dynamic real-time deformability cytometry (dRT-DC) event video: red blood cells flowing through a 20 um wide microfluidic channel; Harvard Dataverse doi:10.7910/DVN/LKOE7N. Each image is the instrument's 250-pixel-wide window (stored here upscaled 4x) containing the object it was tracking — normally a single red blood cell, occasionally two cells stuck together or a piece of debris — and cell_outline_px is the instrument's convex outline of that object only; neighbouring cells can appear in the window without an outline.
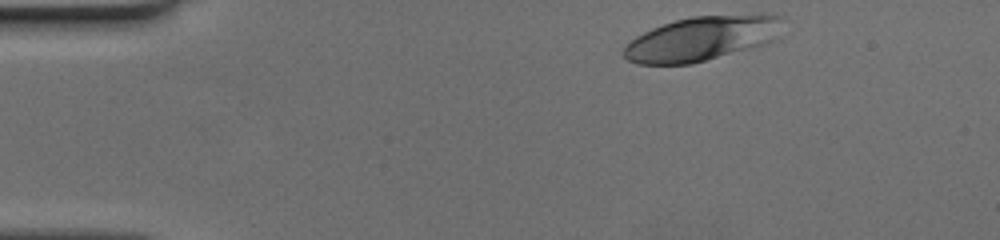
{"species": "human", "species_latin": "Homo sapiens", "temperature_condition": "cold", "stored_images_in_passage": 44, "camera_frame_rate_fps": 3000, "um_per_image_px": 0.085, "donor": {"sex": "female"}, "frame": {"image": 1, "passage_image": 1, "time_ms": 0.0, "image_size_px": [1000, 240], "cell_outline_px": [[784, 16], [776, 40], [764, 44], [704, 60], [688, 64], [636, 64], [628, 60], [620, 52], [636, 36], [652, 28], [676, 20], [692, 16], [760, 12], [772, 12]], "centroid_in_image_um": [59.73, 3.22], "position_along_channel_um": 25.3, "area_um2": 41.67}}
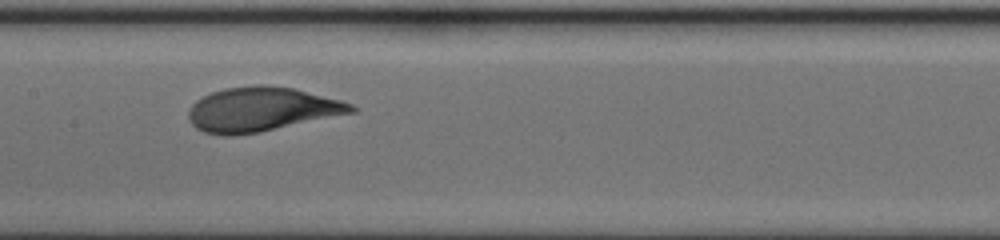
{"frame": {"image": 2, "passage_image": 19, "time_ms": 6.0, "image_size_px": [1000, 240], "cell_outline_px": [[356, 112], [260, 132], [236, 136], [220, 136], [204, 132], [196, 128], [188, 120], [188, 112], [192, 104], [196, 100], [212, 92], [224, 88], [256, 84], [264, 84], [292, 88], [340, 100], [352, 104], [356, 108]], "centroid_in_image_um": [22.19, 9.3], "position_along_channel_um": 185.2, "area_um2": 42.14}}
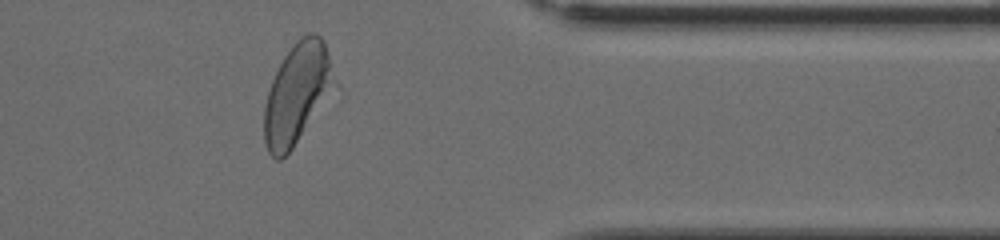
{"frame": {"image": 3, "passage_image": 35, "time_ms": 11.333, "image_size_px": [1000, 240], "cell_outline_px": [[328, 84], [292, 148], [280, 160], [276, 160], [268, 152], [264, 144], [264, 108], [268, 92], [272, 80], [284, 56], [292, 44], [296, 40], [308, 32], [312, 32], [320, 36], [324, 40], [328, 56]], "centroid_in_image_um": [25.06, 7.92], "position_along_channel_um": 386.3, "area_um2": 37.57}}